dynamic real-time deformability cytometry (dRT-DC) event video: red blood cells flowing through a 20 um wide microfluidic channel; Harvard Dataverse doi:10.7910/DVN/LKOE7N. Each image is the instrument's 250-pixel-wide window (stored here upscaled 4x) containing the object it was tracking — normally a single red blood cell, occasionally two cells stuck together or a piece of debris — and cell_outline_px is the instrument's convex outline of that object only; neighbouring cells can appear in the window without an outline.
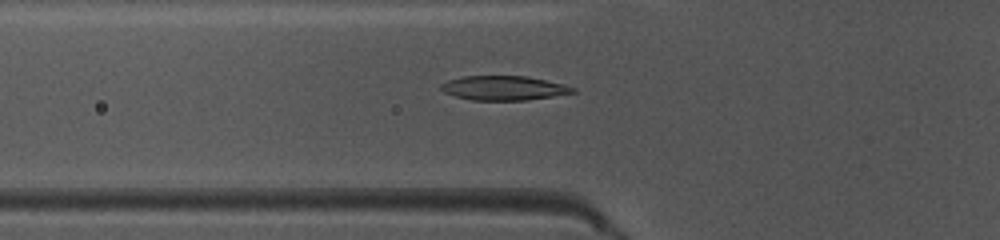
{"species": "common noctule bat (a hibernating species)", "species_latin": "Nyctalus noctula", "temperature_condition": "warm", "stored_images_in_passage": 50, "camera_frame_rate_fps": 3000, "um_per_image_px": 0.085, "animal": {"sex": "female", "body_mass_g": 10.0, "forearm_length_mm": 53.1}, "frame": {"image": 1, "passage_image": 18, "time_ms": 5.667, "image_size_px": [1000, 240], "cell_outline_px": [[576, 92], [552, 96], [524, 100], [472, 100], [456, 96], [444, 92], [440, 88], [440, 84], [448, 80], [464, 76], [528, 76], [564, 84], [576, 88]], "centroid_in_image_um": [42.82, 7.47], "position_along_channel_um": 83.0, "area_um2": 18.61}}
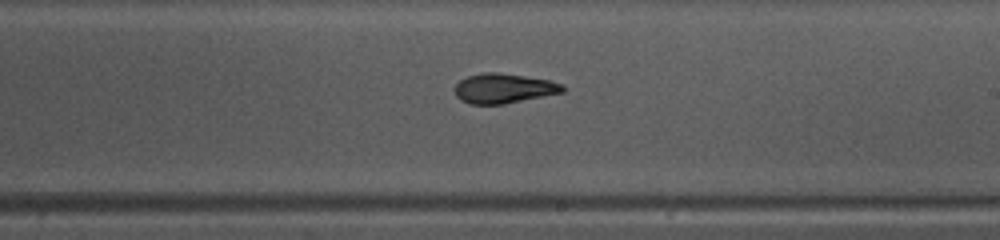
{"frame": {"image": 2, "passage_image": 30, "time_ms": 9.667, "image_size_px": [1000, 240], "cell_outline_px": [[564, 92], [504, 104], [468, 104], [460, 100], [456, 96], [456, 84], [460, 80], [468, 76], [484, 72], [496, 72], [524, 76], [548, 80], [564, 84]], "centroid_in_image_um": [42.81, 7.52], "position_along_channel_um": 246.2, "area_um2": 18.61}}
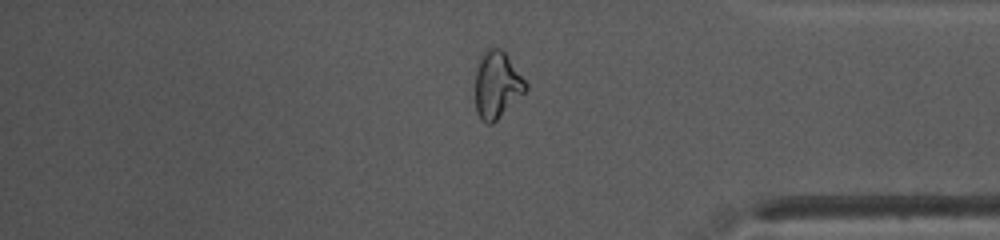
{"frame": {"image": 3, "passage_image": 42, "time_ms": 13.667, "image_size_px": [1000, 240], "cell_outline_px": [[528, 88], [492, 124], [488, 124], [480, 120], [476, 112], [476, 68], [480, 56], [484, 48], [500, 48], [508, 56], [528, 84]], "centroid_in_image_um": [42.22, 7.19], "position_along_channel_um": 393.0, "area_um2": 19.59}, "authors_computed_cell_mechanics": {"area_um2": 18.9295, "velocity_mm_per_s": 4.0499, "shape_relaxation_time_tau1_ms": 9.6016, "shape_relaxation_time_tau2_ms": 2.6355, "deformation_change_tau1": 0.268, "deformation_change_tau2": 0.0901}}